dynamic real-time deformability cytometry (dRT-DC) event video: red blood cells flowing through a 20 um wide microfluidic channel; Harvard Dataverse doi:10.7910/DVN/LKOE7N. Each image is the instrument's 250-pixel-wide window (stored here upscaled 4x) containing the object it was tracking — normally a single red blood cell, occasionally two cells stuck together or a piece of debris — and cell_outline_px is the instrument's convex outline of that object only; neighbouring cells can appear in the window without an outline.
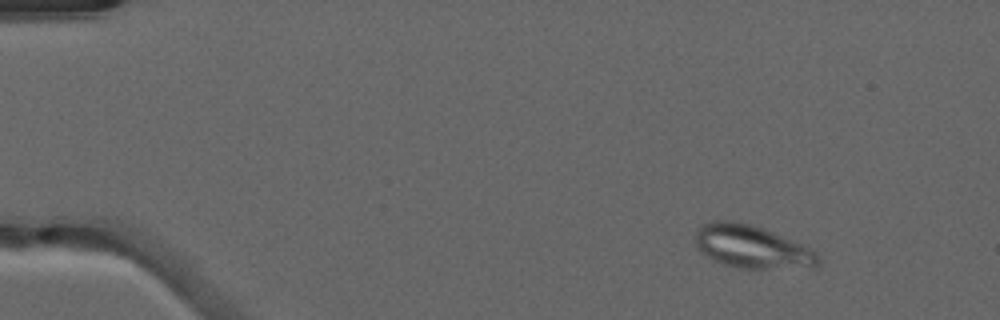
{"species": "common noctule bat (a hibernating species)", "species_latin": "Nyctalus noctula", "temperature_condition": "warm", "stored_images_in_passage": 52, "camera_frame_rate_fps": 3000, "um_per_image_px": 0.085, "animal": {"sex": "male", "forearm_length_mm": 52.5}, "frame": {"image": 1, "passage_image": 7, "time_ms": 2.0, "image_size_px": [1000, 320], "cell_outline_px": [[820, 264], [816, 268], [740, 268], [724, 264], [708, 256], [696, 248], [696, 232], [700, 224], [712, 220], [732, 220], [752, 224], [764, 228], [800, 244], [808, 248], [820, 256]], "centroid_in_image_um": [63.91, 20.97], "position_along_channel_um": 21.1, "area_um2": 30.75}}
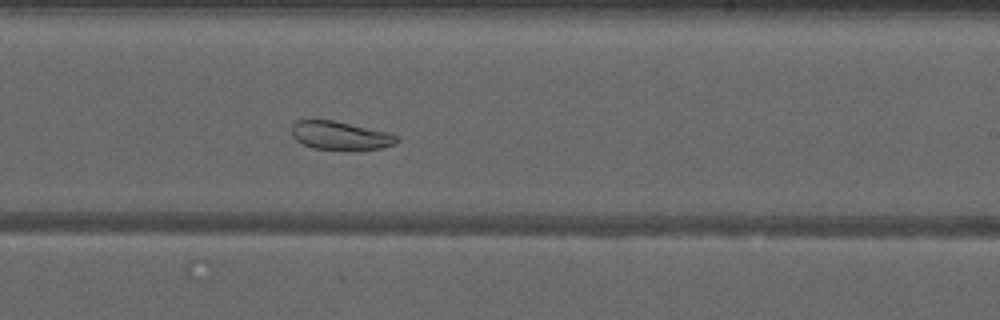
{"frame": {"image": 2, "passage_image": 33, "time_ms": 10.667, "image_size_px": [1000, 320], "cell_outline_px": [[400, 140], [396, 144], [380, 148], [360, 152], [356, 152], [312, 148], [296, 140], [292, 136], [292, 124], [296, 120], [332, 120], [392, 132], [400, 136]], "centroid_in_image_um": [29.02, 11.56], "position_along_channel_um": 260.0, "area_um2": 18.26}}
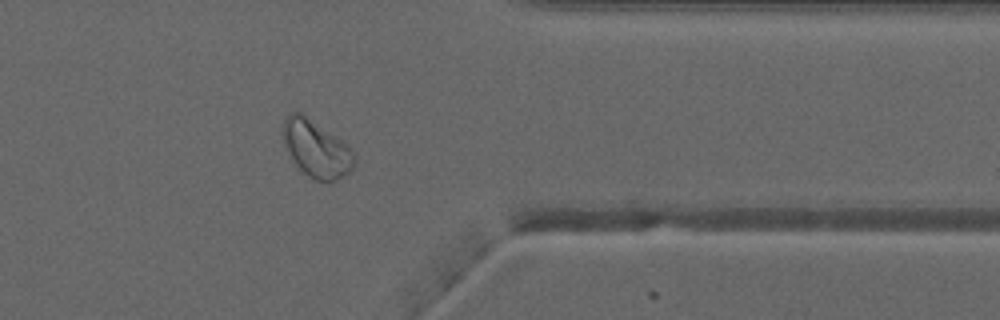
{"frame": {"image": 3, "passage_image": 43, "time_ms": 14.0, "image_size_px": [1000, 320], "cell_outline_px": [[356, 160], [352, 168], [348, 172], [336, 180], [316, 180], [308, 176], [296, 164], [284, 144], [284, 120], [292, 112], [304, 112], [348, 144], [352, 148], [356, 156]], "centroid_in_image_um": [26.93, 12.6], "position_along_channel_um": 384.5, "area_um2": 23.58}, "authors_computed_cell_mechanics": {"area_um2": 26.6169, "velocity_mm_per_s": 4.0104, "shape_relaxation_time_tau1_ms": null, "shape_relaxation_time_tau2_ms": 4.6523, "deformation_change_tau1": null, "deformation_change_tau2": 0.0859}}